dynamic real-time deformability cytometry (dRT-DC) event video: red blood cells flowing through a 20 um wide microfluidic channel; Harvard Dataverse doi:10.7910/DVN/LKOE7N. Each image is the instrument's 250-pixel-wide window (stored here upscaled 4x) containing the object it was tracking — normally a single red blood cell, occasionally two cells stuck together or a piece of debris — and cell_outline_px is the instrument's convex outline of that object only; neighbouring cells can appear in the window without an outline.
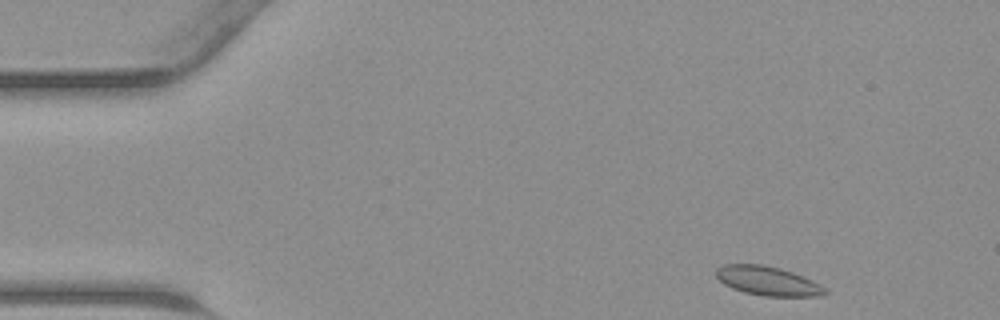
{"species": "common noctule bat (a hibernating species)", "species_latin": "Nyctalus noctula", "temperature_condition": "warm", "stored_images_in_passage": 7, "camera_frame_rate_fps": 3000, "um_per_image_px": 0.085, "animal": {"sex": "male", "body_mass_g": 23.1, "forearm_length_mm": 52.7}, "frame": {"image": 1, "passage_image": 1, "time_ms": 0.0, "image_size_px": [1000, 320], "cell_outline_px": [[828, 292], [820, 296], [764, 296], [744, 292], [732, 288], [724, 284], [716, 276], [716, 268], [724, 264], [764, 264], [780, 268], [804, 276], [820, 284]], "centroid_in_image_um": [65.25, 23.87], "position_along_channel_um": 19.8, "area_um2": 18.5}}